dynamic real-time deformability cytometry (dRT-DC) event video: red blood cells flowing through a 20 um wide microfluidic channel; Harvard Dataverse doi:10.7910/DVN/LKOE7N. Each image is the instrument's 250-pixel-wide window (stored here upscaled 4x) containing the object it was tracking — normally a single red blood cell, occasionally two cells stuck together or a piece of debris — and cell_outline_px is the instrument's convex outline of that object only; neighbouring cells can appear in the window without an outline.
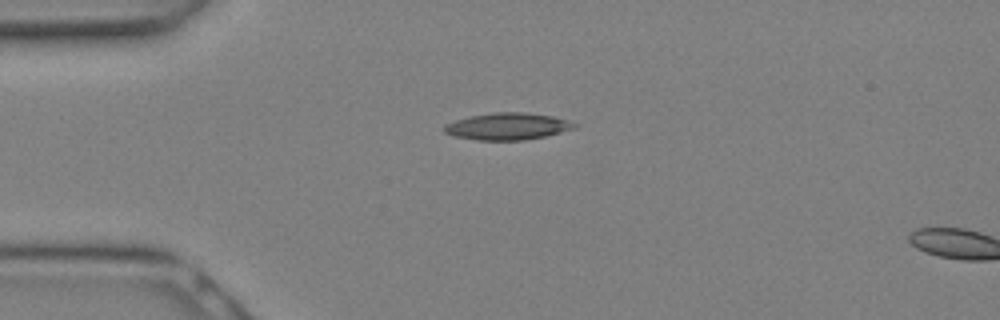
{"species": "Egyptian fruit bat (a non-hibernating species)", "species_latin": "Rousettus aegyptiacus", "temperature_condition": "warm", "stored_images_in_passage": 3, "camera_frame_rate_fps": 3000, "um_per_image_px": 0.085, "animal": {"sex": "female"}, "frame": {"image": 1, "passage_image": 1, "time_ms": 0.0, "image_size_px": [1000, 320], "cell_outline_px": [[580, 124], [576, 128], [544, 136], [524, 140], [476, 140], [456, 136], [444, 132], [444, 124], [468, 116], [492, 112], [524, 112], [552, 116]], "centroid_in_image_um": [43.14, 10.73], "position_along_channel_um": 41.9, "area_um2": 20.4}}